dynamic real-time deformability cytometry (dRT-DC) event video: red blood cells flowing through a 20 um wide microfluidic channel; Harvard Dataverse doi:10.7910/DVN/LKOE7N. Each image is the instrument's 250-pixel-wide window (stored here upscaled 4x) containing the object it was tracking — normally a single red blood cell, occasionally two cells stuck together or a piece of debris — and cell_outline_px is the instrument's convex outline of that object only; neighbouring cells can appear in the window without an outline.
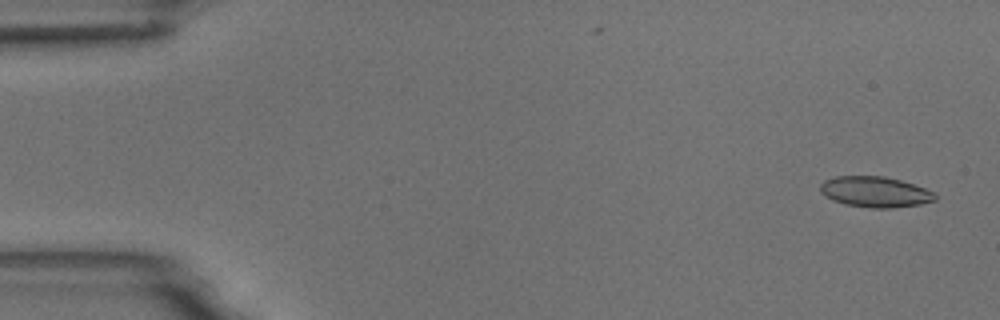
{"species": "common noctule bat (a hibernating species)", "species_latin": "Nyctalus noctula", "temperature_condition": "room temperature", "stored_images_in_passage": 5, "camera_frame_rate_fps": 3000, "um_per_image_px": 0.085, "animal": {"sex": "male", "body_mass_g": 18.8}, "frame": {"image": 1, "passage_image": 1, "time_ms": 0.0, "image_size_px": [1000, 320], "cell_outline_px": [[936, 200], [920, 204], [892, 208], [872, 208], [844, 204], [832, 200], [820, 192], [820, 184], [824, 180], [836, 176], [884, 176], [900, 180], [936, 192]], "centroid_in_image_um": [74.38, 16.31], "position_along_channel_um": 10.6, "area_um2": 20.58}}
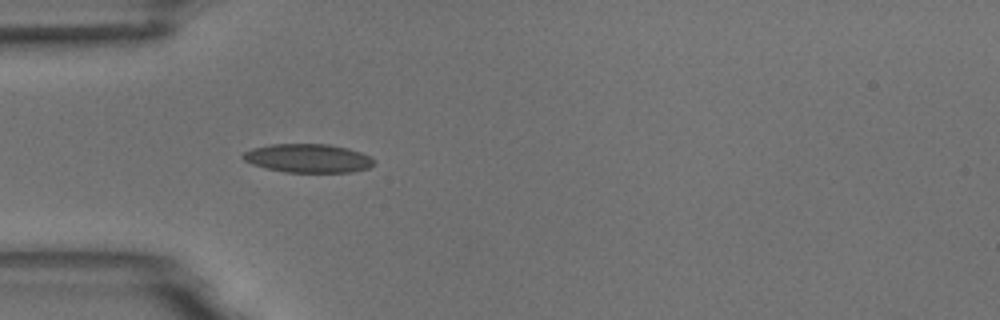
{"frame": {"image": 2, "passage_image": 5, "time_ms": 4.667, "image_size_px": [1000, 320], "cell_outline_px": [[376, 164], [368, 168], [352, 172], [284, 172], [252, 164], [244, 160], [240, 156], [244, 152], [252, 148], [272, 144], [328, 144], [348, 148], [372, 156], [376, 160]], "centroid_in_image_um": [26.22, 13.45], "position_along_channel_um": 58.8, "area_um2": 22.02}}